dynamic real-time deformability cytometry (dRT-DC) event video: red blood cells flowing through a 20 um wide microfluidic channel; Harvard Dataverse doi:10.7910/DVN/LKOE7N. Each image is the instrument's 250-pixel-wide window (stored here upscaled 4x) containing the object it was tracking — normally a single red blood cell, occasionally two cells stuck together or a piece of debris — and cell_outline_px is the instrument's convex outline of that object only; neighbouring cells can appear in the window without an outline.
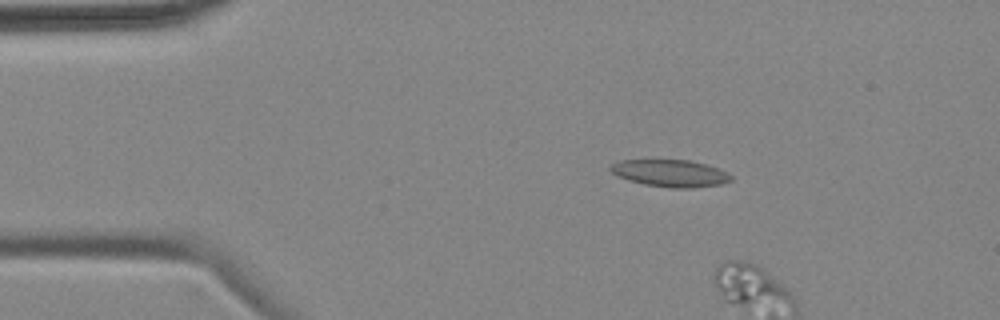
{"species": "common noctule bat (a hibernating species)", "species_latin": "Nyctalus noctula", "temperature_condition": "cold", "stored_images_in_passage": 6, "camera_frame_rate_fps": 3000, "um_per_image_px": 0.085, "animal": {"sex": "female", "body_mass_g": 18.4}, "frame": {"image": 1, "passage_image": 3, "time_ms": 2.667, "image_size_px": [1000, 320], "cell_outline_px": [[732, 180], [720, 184], [692, 188], [668, 188], [644, 184], [628, 180], [612, 172], [608, 168], [612, 164], [620, 160], [688, 160], [704, 164], [728, 172], [732, 176]], "centroid_in_image_um": [56.98, 14.73], "position_along_channel_um": 28.0, "area_um2": 18.9}}
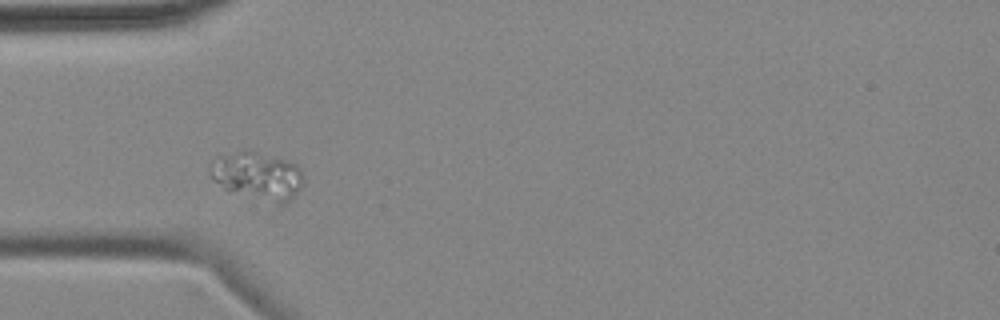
{"frame": {"image": 2, "passage_image": 6, "time_ms": 6.333, "image_size_px": [1000, 320], "cell_outline_px": [[304, 180], [300, 188], [284, 204], [280, 204], [224, 188], [208, 176], [208, 164], [220, 156], [248, 148], [252, 148], [296, 164], [300, 168], [304, 176]], "centroid_in_image_um": [21.86, 14.88], "position_along_channel_um": 63.1, "area_um2": 25.95}}